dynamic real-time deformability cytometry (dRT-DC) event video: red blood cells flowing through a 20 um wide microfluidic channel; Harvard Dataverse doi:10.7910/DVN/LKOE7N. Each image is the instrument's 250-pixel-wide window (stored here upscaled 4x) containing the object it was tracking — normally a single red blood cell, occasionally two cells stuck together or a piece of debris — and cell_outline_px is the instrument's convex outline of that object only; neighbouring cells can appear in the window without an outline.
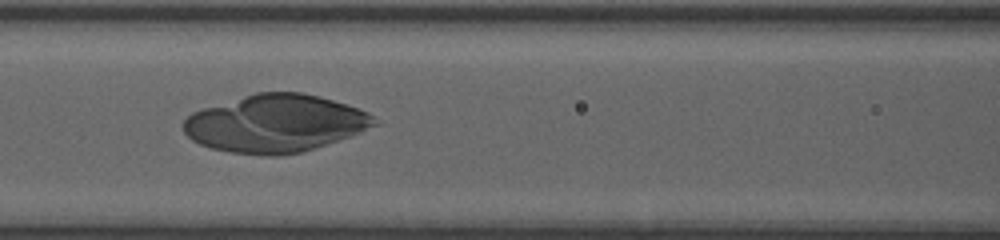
{"species": "human", "species_latin": "Homo sapiens", "temperature_condition": "room temperature", "stored_images_in_passage": 48, "camera_frame_rate_fps": 3000, "um_per_image_px": 0.085, "donor": {"sex": "female"}, "frame": {"image": 1, "passage_image": 22, "time_ms": 7.0, "image_size_px": [1000, 240], "cell_outline_px": [[380, 124], [360, 132], [300, 152], [276, 156], [264, 156], [232, 152], [212, 148], [200, 144], [192, 140], [184, 132], [180, 124], [192, 112], [204, 108], [256, 92], [300, 92], [320, 96], [368, 112]], "centroid_in_image_um": [23.37, 10.49], "position_along_channel_um": 143.2, "area_um2": 63.52}}